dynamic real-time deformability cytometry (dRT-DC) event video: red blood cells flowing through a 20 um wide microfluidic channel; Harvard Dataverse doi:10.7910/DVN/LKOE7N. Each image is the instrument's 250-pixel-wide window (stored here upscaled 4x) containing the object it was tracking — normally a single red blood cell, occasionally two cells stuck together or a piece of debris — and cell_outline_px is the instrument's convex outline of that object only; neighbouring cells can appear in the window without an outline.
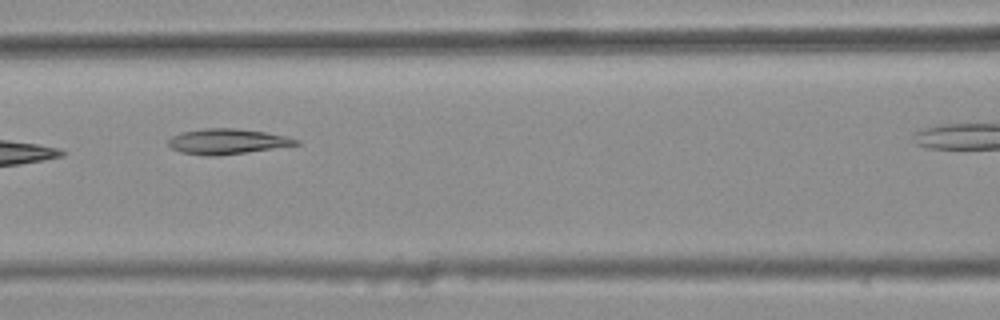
{"species": "common noctule bat (a hibernating species)", "species_latin": "Nyctalus noctula", "temperature_condition": "warm", "stored_images_in_passage": 5, "camera_frame_rate_fps": 3000, "um_per_image_px": 0.085, "animal": {"sex": "female", "body_mass_g": 25.1}, "frame": {"image": 1, "passage_image": 3, "time_ms": 0.667, "image_size_px": [1000, 320], "cell_outline_px": [[300, 144], [216, 156], [204, 156], [180, 152], [172, 148], [168, 144], [168, 140], [172, 136], [180, 132], [204, 128], [236, 128], [264, 132], [288, 136], [300, 140]], "centroid_in_image_um": [19.28, 12.01], "position_along_channel_um": 147.3, "area_um2": 18.79}}
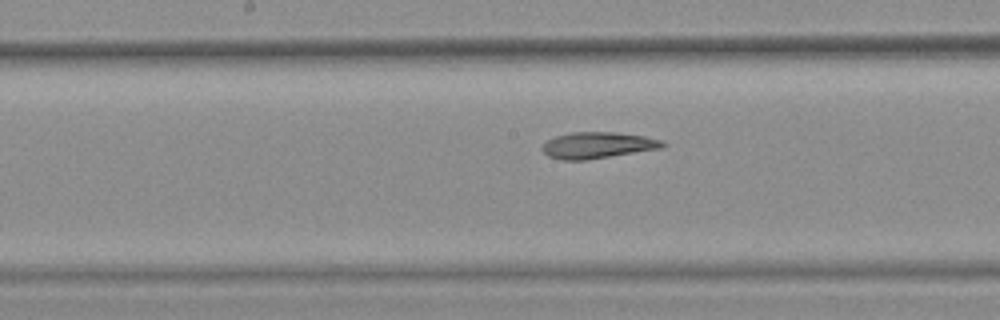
{"frame": {"image": 2, "passage_image": 5, "time_ms": 1.333, "image_size_px": [1000, 320], "cell_outline_px": [[668, 144], [664, 148], [584, 160], [564, 160], [548, 156], [540, 148], [548, 140], [556, 136], [572, 132], [616, 132], [644, 136], [664, 140]], "centroid_in_image_um": [50.85, 12.34], "position_along_channel_um": 197.3, "area_um2": 18.5}}